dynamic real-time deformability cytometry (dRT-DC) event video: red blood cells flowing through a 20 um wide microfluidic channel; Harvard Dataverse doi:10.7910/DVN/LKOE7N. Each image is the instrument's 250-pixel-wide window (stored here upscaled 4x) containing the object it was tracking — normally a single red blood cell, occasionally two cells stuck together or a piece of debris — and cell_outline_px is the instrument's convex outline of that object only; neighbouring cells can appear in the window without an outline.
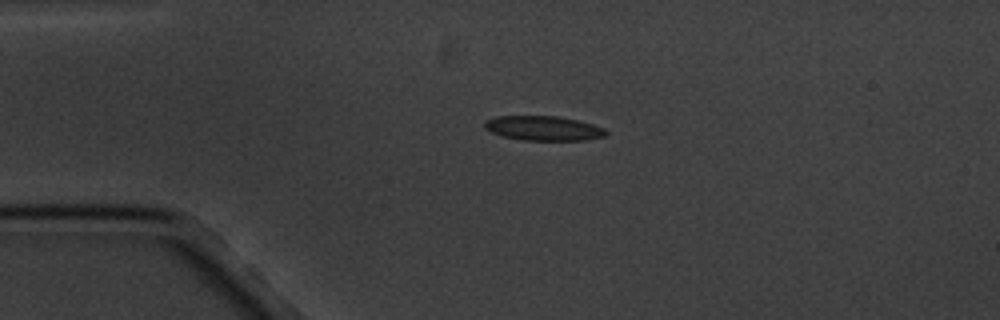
{"species": "common noctule bat (a hibernating species)", "species_latin": "Nyctalus noctula", "temperature_condition": "cold", "stored_images_in_passage": 4, "camera_frame_rate_fps": 3000, "um_per_image_px": 0.085, "animal": {"sex": "male", "body_mass_g": 20.1, "forearm_length_mm": 53.5}, "frame": {"image": 1, "passage_image": 2, "time_ms": 1.333, "image_size_px": [1000, 320], "cell_outline_px": [[608, 136], [588, 140], [524, 140], [504, 136], [492, 132], [484, 128], [484, 120], [496, 116], [560, 116], [592, 124], [604, 128], [608, 132]], "centroid_in_image_um": [46.22, 10.9], "position_along_channel_um": 38.8, "area_um2": 17.46}}
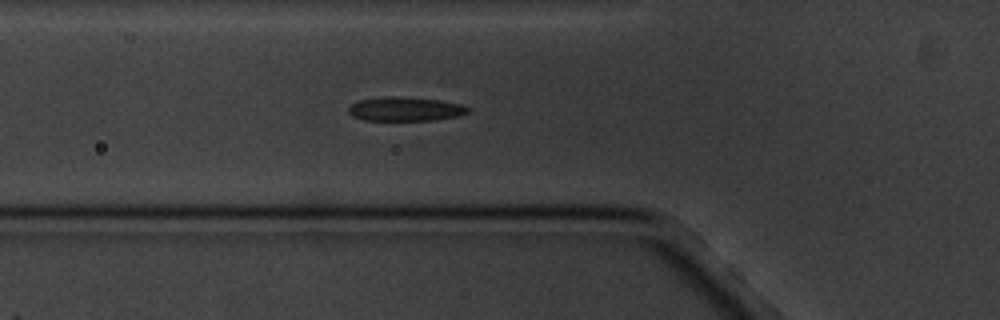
{"frame": {"image": 2, "passage_image": 4, "time_ms": 3.667, "image_size_px": [1000, 320], "cell_outline_px": [[472, 108], [468, 112], [456, 116], [432, 120], [364, 120], [352, 116], [348, 112], [348, 108], [352, 104], [360, 100], [388, 96], [396, 96], [440, 100], [460, 104]], "centroid_in_image_um": [34.44, 9.26], "position_along_channel_um": 91.4, "area_um2": 16.59}}